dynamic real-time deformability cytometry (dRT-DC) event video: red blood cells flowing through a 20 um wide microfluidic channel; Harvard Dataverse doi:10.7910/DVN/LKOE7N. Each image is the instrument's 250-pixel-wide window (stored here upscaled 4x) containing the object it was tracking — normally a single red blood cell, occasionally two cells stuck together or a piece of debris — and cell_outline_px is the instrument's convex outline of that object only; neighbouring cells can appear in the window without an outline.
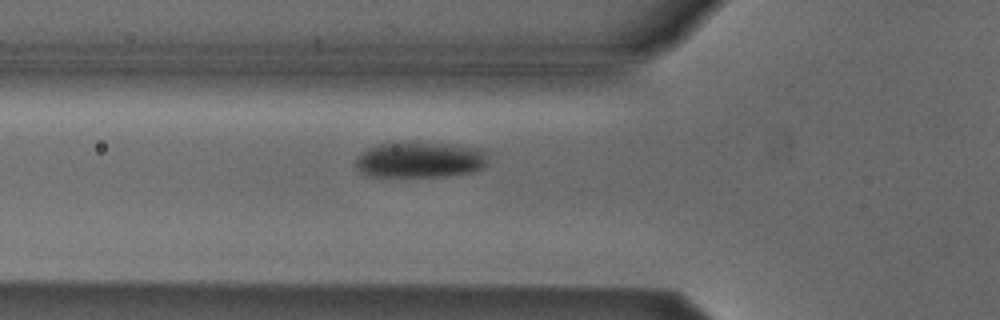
{"species": "Egyptian fruit bat (a non-hibernating species)", "species_latin": "Rousettus aegyptiacus", "temperature_condition": "cold", "stored_images_in_passage": 28, "camera_frame_rate_fps": 3000, "um_per_image_px": 0.085, "animal": {"sex": "male"}, "frame": {"image": 1, "passage_image": 6, "time_ms": 1.667, "image_size_px": [1000, 320], "cell_outline_px": [[488, 152], [484, 164], [480, 168], [472, 172], [448, 176], [368, 176], [360, 172], [356, 168], [356, 160], [360, 152], [368, 148], [380, 144], [444, 144], [476, 148]], "centroid_in_image_um": [35.66, 13.61], "position_along_channel_um": 90.1, "area_um2": 26.88}}
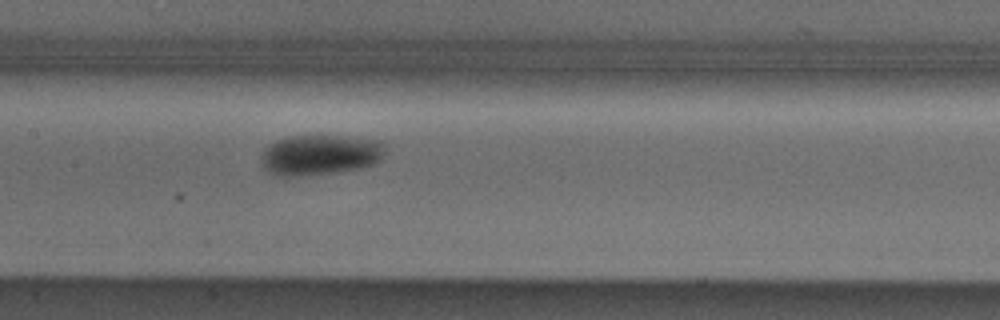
{"frame": {"image": 2, "passage_image": 13, "time_ms": 4.0, "image_size_px": [1000, 320], "cell_outline_px": [[384, 152], [372, 164], [360, 168], [332, 172], [296, 176], [280, 176], [268, 172], [260, 164], [260, 156], [268, 144], [276, 140], [288, 136], [320, 132], [380, 140], [384, 144]], "centroid_in_image_um": [27.14, 13.09], "position_along_channel_um": 180.3, "area_um2": 30.0}}
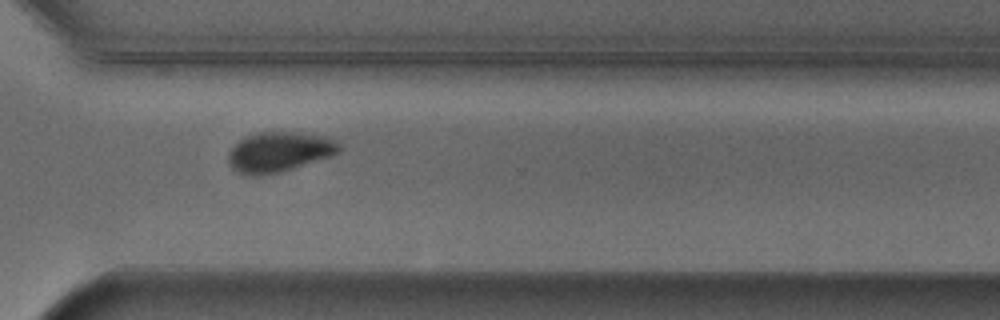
{"frame": {"image": 3, "passage_image": 26, "time_ms": 8.333, "image_size_px": [1000, 320], "cell_outline_px": [[340, 152], [332, 156], [280, 172], [260, 176], [252, 176], [240, 172], [232, 168], [228, 164], [228, 152], [244, 136], [256, 132], [300, 132], [324, 136], [336, 140], [340, 144]], "centroid_in_image_um": [23.73, 12.9], "position_along_channel_um": 346.9, "area_um2": 26.01}, "authors_computed_cell_mechanics": {"area_um2": 28.611, "velocity_mm_per_s": 3.8489, "shape_relaxation_time_tau1_ms": 2.6743, "shape_relaxation_time_tau2_ms": null, "deformation_change_tau1": 0.098, "deformation_change_tau2": null}}